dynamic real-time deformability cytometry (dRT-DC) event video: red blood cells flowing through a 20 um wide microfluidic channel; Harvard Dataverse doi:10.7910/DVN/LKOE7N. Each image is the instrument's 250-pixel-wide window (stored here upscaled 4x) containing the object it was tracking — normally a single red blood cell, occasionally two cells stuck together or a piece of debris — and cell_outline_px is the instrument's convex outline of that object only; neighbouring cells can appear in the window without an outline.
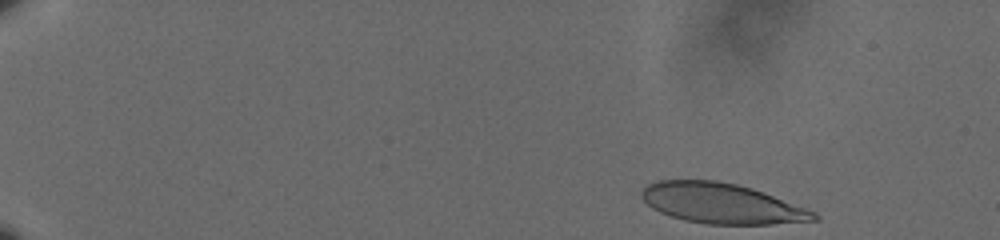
{"species": "human", "species_latin": "Homo sapiens", "temperature_condition": "cold", "stored_images_in_passage": 51, "camera_frame_rate_fps": 3000, "um_per_image_px": 0.085, "donor": {"sex": "male"}, "frame": {"image": 1, "passage_image": 1, "time_ms": 0.0, "image_size_px": [1000, 240], "cell_outline_px": [[820, 220], [772, 224], [708, 224], [684, 220], [660, 212], [652, 208], [640, 196], [640, 192], [648, 184], [656, 180], [716, 180], [736, 184], [752, 188], [764, 192], [816, 212], [820, 216]], "centroid_in_image_um": [61.35, 17.29], "position_along_channel_um": 23.7, "area_um2": 40.4}}
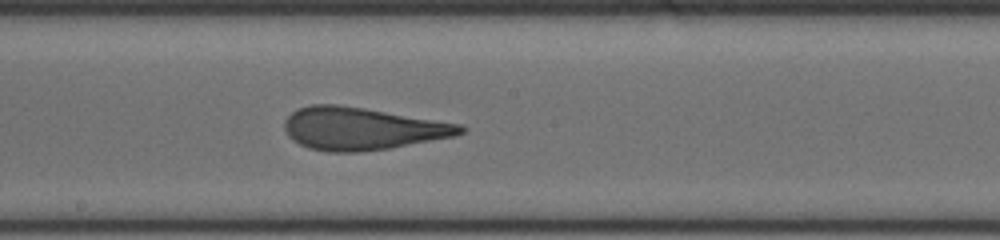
{"frame": {"image": 2, "passage_image": 29, "time_ms": 9.333, "image_size_px": [1000, 240], "cell_outline_px": [[468, 128], [464, 132], [452, 136], [388, 148], [360, 152], [328, 152], [308, 148], [292, 140], [288, 136], [284, 128], [284, 120], [296, 108], [312, 104], [336, 104], [364, 108], [464, 124]], "centroid_in_image_um": [30.74, 10.92], "position_along_channel_um": 217.5, "area_um2": 43.58}}
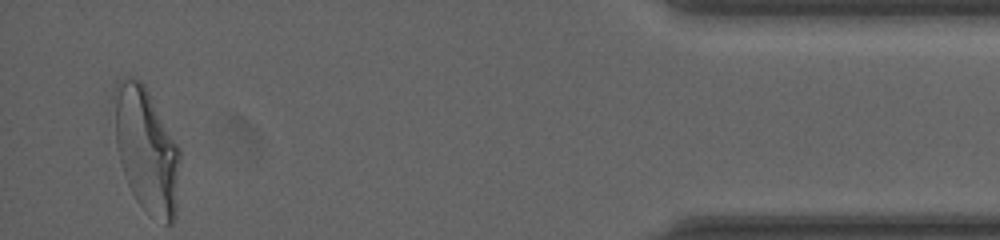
{"frame": {"image": 3, "passage_image": 51, "time_ms": 16.667, "image_size_px": [1000, 240], "cell_outline_px": [[180, 160], [176, 216], [172, 224], [164, 224], [148, 216], [136, 200], [124, 176], [116, 144], [112, 88], [116, 80], [124, 76], [132, 76], [140, 80], [144, 84], [180, 148]], "centroid_in_image_um": [12.43, 12.74], "position_along_channel_um": 422.8, "area_um2": 48.73}, "authors_computed_cell_mechanics": {"area_um2": 43.1766, "velocity_mm_per_s": 3.577, "shape_relaxation_time_tau1_ms": 8.1962, "shape_relaxation_time_tau2_ms": 1.1207, "deformation_change_tau1": 0.2767, "deformation_change_tau2": 0.0959}}